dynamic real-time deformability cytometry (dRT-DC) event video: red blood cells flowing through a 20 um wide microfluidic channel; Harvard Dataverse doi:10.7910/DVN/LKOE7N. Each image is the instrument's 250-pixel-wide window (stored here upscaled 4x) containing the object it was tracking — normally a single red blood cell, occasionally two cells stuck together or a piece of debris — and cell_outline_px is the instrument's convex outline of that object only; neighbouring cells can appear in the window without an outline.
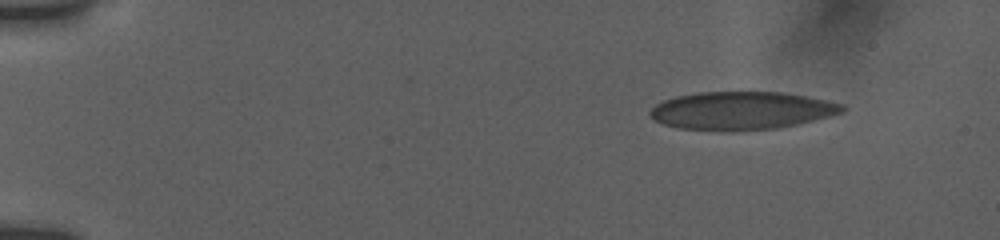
{"species": "human", "species_latin": "Homo sapiens", "temperature_condition": "room temperature", "stored_images_in_passage": 11, "camera_frame_rate_fps": 3000, "um_per_image_px": 0.085, "donor": {"sex": "female"}, "frame": {"image": 1, "passage_image": 1, "time_ms": 0.0, "image_size_px": [1000, 240], "cell_outline_px": [[844, 112], [796, 124], [776, 128], [732, 132], [720, 132], [680, 128], [664, 124], [656, 120], [648, 112], [656, 104], [664, 100], [676, 96], [700, 92], [780, 92], [808, 96], [844, 104]], "centroid_in_image_um": [63.02, 9.41], "position_along_channel_um": 22.0, "area_um2": 42.66}}
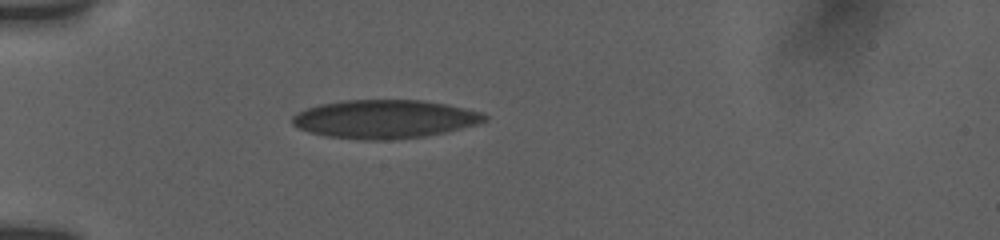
{"frame": {"image": 2, "passage_image": 8, "time_ms": 3.333, "image_size_px": [1000, 240], "cell_outline_px": [[488, 120], [480, 124], [444, 132], [424, 136], [384, 140], [360, 140], [328, 136], [308, 132], [292, 124], [292, 116], [296, 112], [320, 104], [344, 100], [420, 100], [448, 104], [484, 112], [488, 116]], "centroid_in_image_um": [32.73, 10.11], "position_along_channel_um": 52.3, "area_um2": 43.29}}
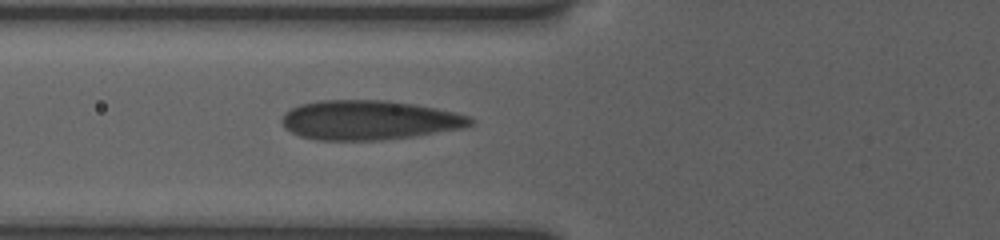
{"frame": {"image": 3, "passage_image": 11, "time_ms": 5.0, "image_size_px": [1000, 240], "cell_outline_px": [[476, 120], [472, 124], [460, 128], [412, 136], [380, 140], [316, 140], [300, 136], [284, 128], [280, 120], [284, 112], [300, 104], [320, 100], [388, 100], [416, 104], [456, 112], [472, 116]], "centroid_in_image_um": [31.36, 10.2], "position_along_channel_um": 94.4, "area_um2": 43.52}}